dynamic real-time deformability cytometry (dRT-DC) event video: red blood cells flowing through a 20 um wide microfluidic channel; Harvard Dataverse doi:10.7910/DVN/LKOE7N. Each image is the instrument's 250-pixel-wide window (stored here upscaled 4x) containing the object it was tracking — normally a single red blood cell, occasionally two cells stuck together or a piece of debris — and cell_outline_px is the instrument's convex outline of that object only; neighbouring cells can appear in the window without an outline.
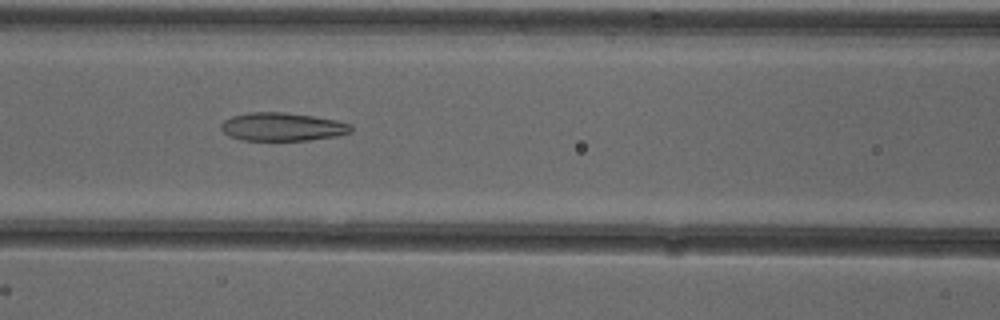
{"species": "common noctule bat (a hibernating species)", "species_latin": "Nyctalus noctula", "temperature_condition": "cold", "stored_images_in_passage": 41, "camera_frame_rate_fps": 3000, "um_per_image_px": 0.085, "animal": {"sex": "female"}, "frame": {"image": 1, "passage_image": 17, "time_ms": 5.333, "image_size_px": [1000, 320], "cell_outline_px": [[352, 132], [336, 136], [308, 140], [240, 140], [228, 136], [220, 128], [220, 124], [224, 120], [232, 116], [248, 112], [284, 112], [312, 116], [336, 120], [352, 124]], "centroid_in_image_um": [23.98, 10.78], "position_along_channel_um": 142.6, "area_um2": 21.5}}
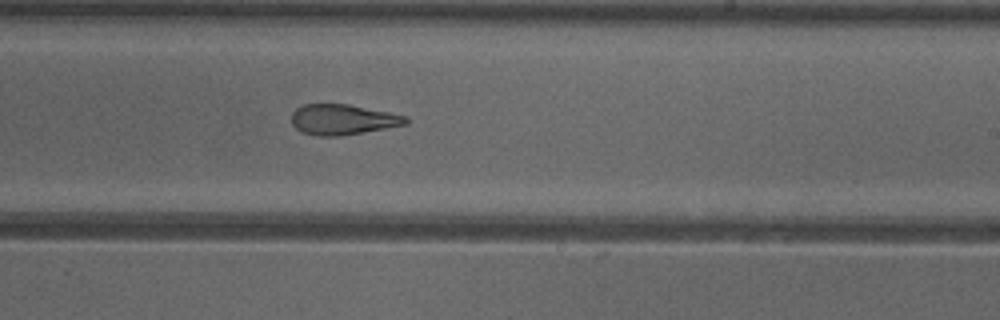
{"frame": {"image": 2, "passage_image": 26, "time_ms": 8.333, "image_size_px": [1000, 320], "cell_outline_px": [[408, 124], [336, 136], [316, 136], [300, 132], [292, 124], [292, 112], [296, 108], [304, 104], [348, 104], [408, 116]], "centroid_in_image_um": [29.1, 10.15], "position_along_channel_um": 259.9, "area_um2": 20.11}}
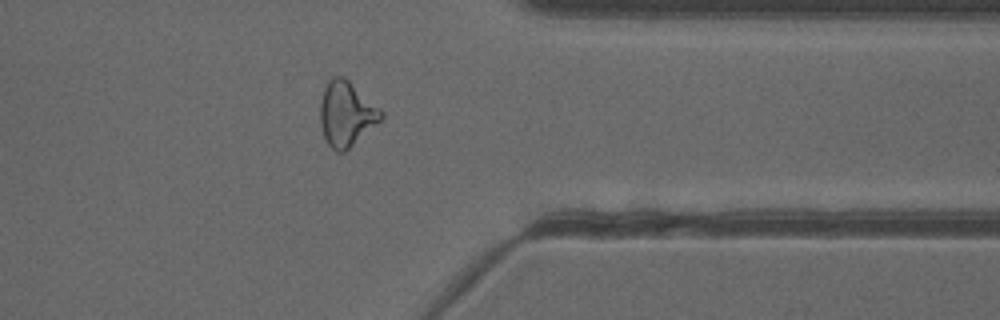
{"frame": {"image": 3, "passage_image": 36, "time_ms": 11.667, "image_size_px": [1000, 320], "cell_outline_px": [[384, 116], [380, 120], [344, 152], [336, 152], [328, 144], [324, 136], [320, 124], [320, 104], [324, 88], [328, 80], [332, 76], [344, 76], [380, 108], [384, 112]], "centroid_in_image_um": [29.42, 9.65], "position_along_channel_um": 382.0, "area_um2": 22.77}, "authors_computed_cell_mechanics": {"area_um2": 21.675, "velocity_mm_per_s": 3.9209, "shape_relaxation_time_tau1_ms": null, "shape_relaxation_time_tau2_ms": 3.2559, "deformation_change_tau1": null, "deformation_change_tau2": 0.139}}